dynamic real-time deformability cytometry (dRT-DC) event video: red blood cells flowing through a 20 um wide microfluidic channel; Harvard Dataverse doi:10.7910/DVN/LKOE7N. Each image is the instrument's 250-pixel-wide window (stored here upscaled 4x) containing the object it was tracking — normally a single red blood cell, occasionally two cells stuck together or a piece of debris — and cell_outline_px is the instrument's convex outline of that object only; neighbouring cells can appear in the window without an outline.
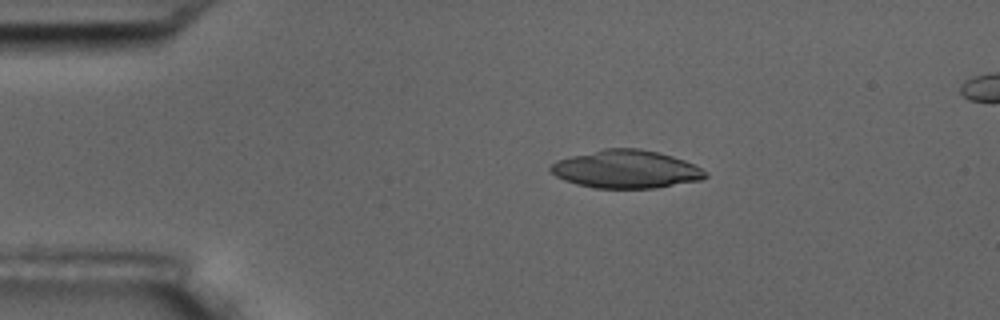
{"species": "common noctule bat (a hibernating species)", "species_latin": "Nyctalus noctula", "temperature_condition": "room temperature", "stored_images_in_passage": 55, "segment_of_instrument_passage": [1, 2], "camera_frame_rate_fps": 3000, "um_per_image_px": 0.085, "animal": {"sex": "male", "body_mass_g": 17.5, "forearm_length_mm": 52.3}, "frame": {"image": 1, "passage_image": 9, "time_ms": 2.667, "image_size_px": [1000, 320], "cell_outline_px": [[708, 176], [700, 180], [656, 188], [596, 188], [576, 184], [564, 180], [556, 176], [548, 168], [556, 160], [604, 148], [640, 148], [660, 152], [684, 160], [708, 172]], "centroid_in_image_um": [53.22, 14.38], "position_along_channel_um": 31.8, "area_um2": 34.28}}